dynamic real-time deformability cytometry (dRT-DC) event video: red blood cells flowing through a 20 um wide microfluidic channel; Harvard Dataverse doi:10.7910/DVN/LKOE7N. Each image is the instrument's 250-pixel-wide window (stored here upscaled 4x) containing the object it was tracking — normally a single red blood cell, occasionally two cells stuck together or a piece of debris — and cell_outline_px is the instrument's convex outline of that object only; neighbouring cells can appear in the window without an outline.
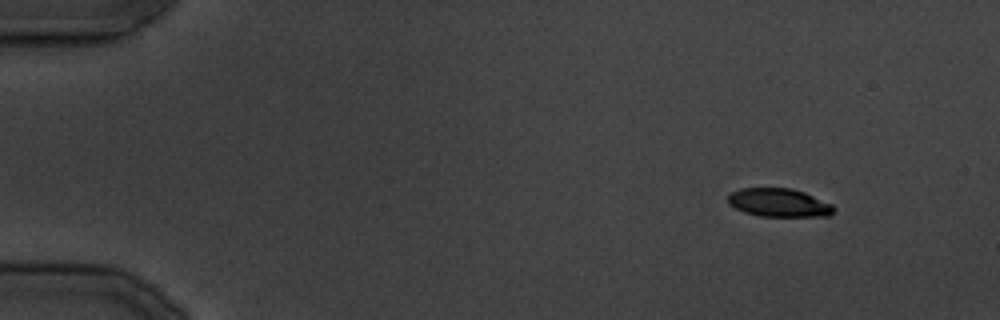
{"species": "common noctule bat (a hibernating species)", "species_latin": "Nyctalus noctula", "temperature_condition": "cold", "stored_images_in_passage": 10, "camera_frame_rate_fps": 3000, "um_per_image_px": 0.085, "animal": {"sex": "male", "body_mass_g": 19.5, "forearm_length_mm": 54.6}, "frame": {"image": 1, "passage_image": 1, "time_ms": 0.0, "image_size_px": [1000, 320], "cell_outline_px": [[836, 208], [828, 216], [760, 216], [744, 212], [728, 204], [728, 196], [732, 192], [740, 188], [792, 188], [804, 192], [832, 204]], "centroid_in_image_um": [66.2, 17.22], "position_along_channel_um": 18.8, "area_um2": 17.46}}
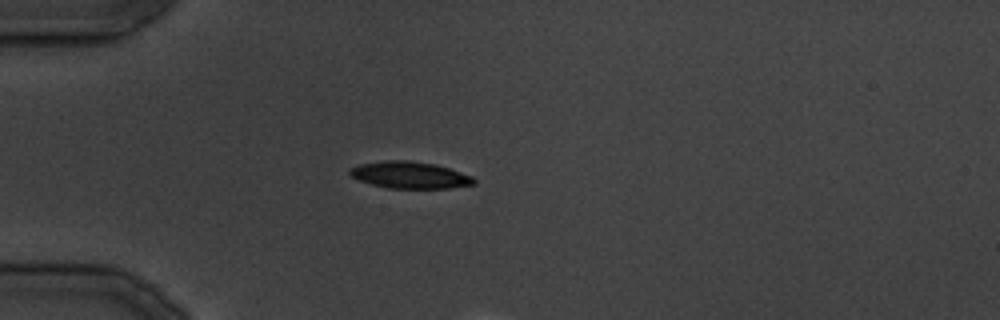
{"frame": {"image": 2, "passage_image": 7, "time_ms": 7.667, "image_size_px": [1000, 320], "cell_outline_px": [[476, 184], [448, 188], [388, 188], [372, 184], [360, 180], [352, 176], [348, 172], [348, 168], [360, 164], [384, 160], [408, 160], [436, 164], [472, 176], [476, 180]], "centroid_in_image_um": [34.83, 14.87], "position_along_channel_um": 50.2, "area_um2": 19.36}}